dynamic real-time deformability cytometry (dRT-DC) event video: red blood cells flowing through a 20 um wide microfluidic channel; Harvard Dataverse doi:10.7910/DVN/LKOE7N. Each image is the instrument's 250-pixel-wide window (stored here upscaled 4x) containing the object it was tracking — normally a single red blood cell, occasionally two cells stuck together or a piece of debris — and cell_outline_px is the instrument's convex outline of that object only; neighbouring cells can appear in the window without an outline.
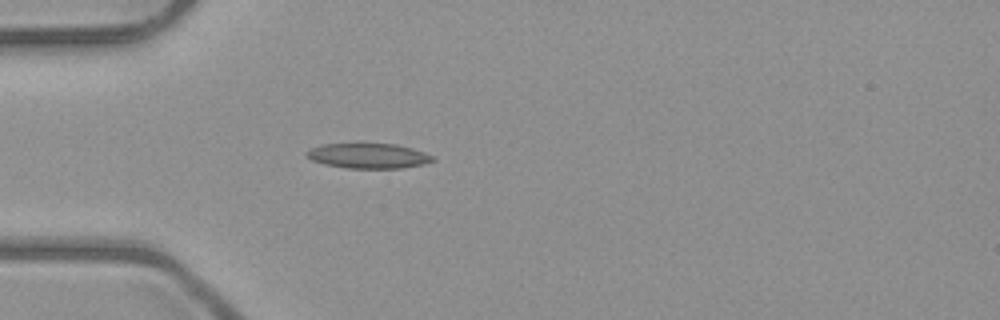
{"species": "common noctule bat (a hibernating species)", "species_latin": "Nyctalus noctula", "temperature_condition": "room temperature", "stored_images_in_passage": 5, "camera_frame_rate_fps": 3000, "um_per_image_px": 0.085, "animal": {"sex": "male", "body_mass_g": 23.1, "forearm_length_mm": 52.7}, "frame": {"image": 1, "passage_image": 5, "time_ms": 4.667, "image_size_px": [1000, 320], "cell_outline_px": [[436, 160], [424, 164], [400, 168], [348, 168], [324, 164], [312, 160], [304, 152], [320, 144], [356, 140], [396, 144], [412, 148], [424, 152], [432, 156]], "centroid_in_image_um": [31.26, 13.18], "position_along_channel_um": 53.7, "area_um2": 19.36}}